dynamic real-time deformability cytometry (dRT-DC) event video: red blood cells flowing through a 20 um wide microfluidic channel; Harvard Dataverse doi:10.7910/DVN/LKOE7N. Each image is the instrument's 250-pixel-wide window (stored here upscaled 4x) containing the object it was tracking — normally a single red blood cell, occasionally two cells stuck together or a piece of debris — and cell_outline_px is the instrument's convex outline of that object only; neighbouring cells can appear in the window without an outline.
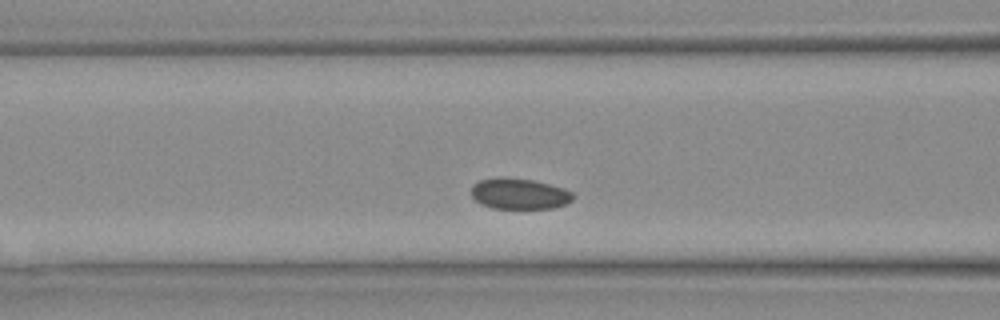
{"species": "Egyptian fruit bat (a non-hibernating species)", "species_latin": "Rousettus aegyptiacus", "temperature_condition": "warm", "stored_images_in_passage": 17, "camera_frame_rate_fps": 3000, "um_per_image_px": 0.085, "animal": {"sex": "female"}, "frame": {"image": 1, "passage_image": 6, "time_ms": 1.667, "image_size_px": [1000, 320], "cell_outline_px": [[572, 200], [568, 204], [552, 208], [492, 208], [480, 204], [472, 196], [472, 184], [480, 180], [496, 176], [500, 176], [532, 180], [564, 188], [572, 192]], "centroid_in_image_um": [44.12, 16.46], "position_along_channel_um": 122.5, "area_um2": 18.38}}